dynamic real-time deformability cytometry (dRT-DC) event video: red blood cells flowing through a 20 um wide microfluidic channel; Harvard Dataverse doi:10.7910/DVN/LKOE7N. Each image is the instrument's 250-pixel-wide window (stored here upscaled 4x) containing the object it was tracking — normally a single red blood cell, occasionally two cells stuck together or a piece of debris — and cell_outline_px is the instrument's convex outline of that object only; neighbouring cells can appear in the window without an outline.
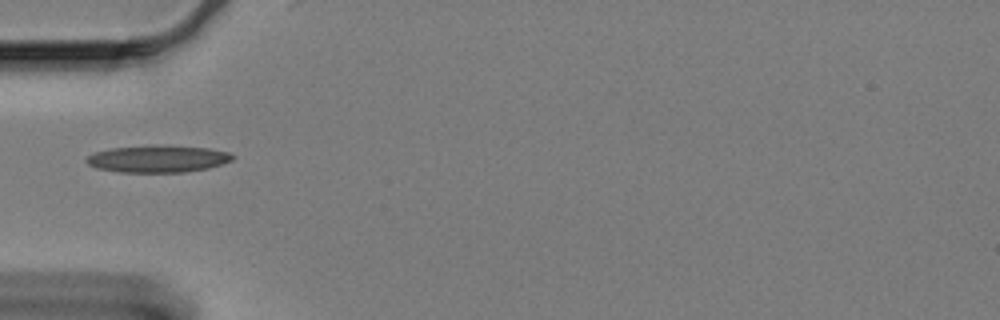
{"species": "Egyptian fruit bat (a non-hibernating species)", "species_latin": "Rousettus aegyptiacus", "temperature_condition": "cold", "stored_images_in_passage": 34, "camera_frame_rate_fps": 3000, "um_per_image_px": 0.085, "animal": {"sex": "female"}, "frame": {"image": 1, "passage_image": 1, "time_ms": 0.0, "image_size_px": [1000, 320], "cell_outline_px": [[236, 156], [232, 160], [208, 168], [184, 172], [120, 172], [96, 168], [88, 164], [88, 156], [96, 152], [112, 148], [208, 148], [228, 152]], "centroid_in_image_um": [13.44, 13.56], "position_along_channel_um": 71.6, "area_um2": 21.62}}
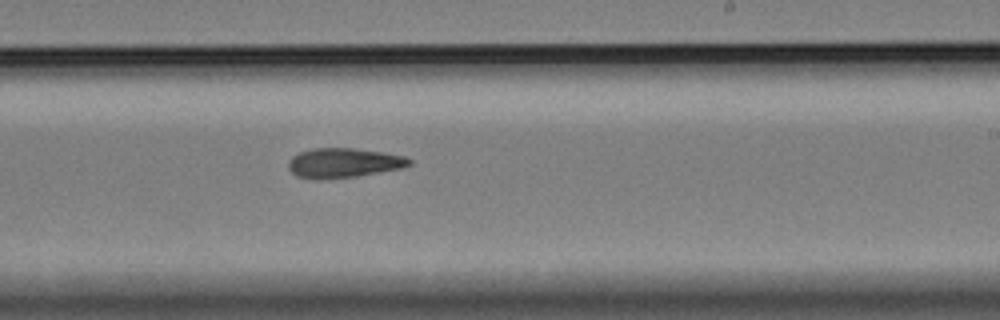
{"frame": {"image": 2, "passage_image": 18, "time_ms": 5.667, "image_size_px": [1000, 320], "cell_outline_px": [[412, 164], [400, 168], [356, 176], [316, 180], [296, 176], [288, 168], [288, 160], [292, 156], [300, 152], [312, 148], [352, 148], [384, 152], [404, 156], [412, 160]], "centroid_in_image_um": [29.17, 13.84], "position_along_channel_um": 259.8, "area_um2": 20.87}}
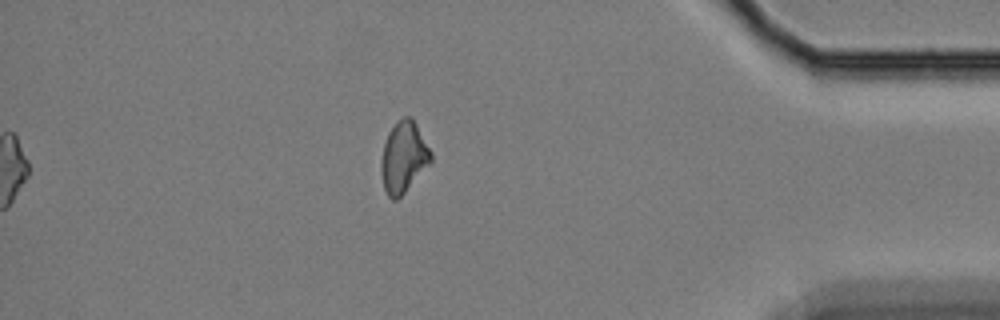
{"frame": {"image": 3, "passage_image": 34, "time_ms": 11.0, "image_size_px": [1000, 320], "cell_outline_px": [[432, 160], [404, 192], [396, 200], [392, 200], [388, 196], [384, 188], [380, 172], [380, 164], [384, 144], [388, 132], [396, 120], [404, 116], [412, 116], [432, 152]], "centroid_in_image_um": [34.29, 13.32], "position_along_channel_um": 400.9, "area_um2": 20.58}}